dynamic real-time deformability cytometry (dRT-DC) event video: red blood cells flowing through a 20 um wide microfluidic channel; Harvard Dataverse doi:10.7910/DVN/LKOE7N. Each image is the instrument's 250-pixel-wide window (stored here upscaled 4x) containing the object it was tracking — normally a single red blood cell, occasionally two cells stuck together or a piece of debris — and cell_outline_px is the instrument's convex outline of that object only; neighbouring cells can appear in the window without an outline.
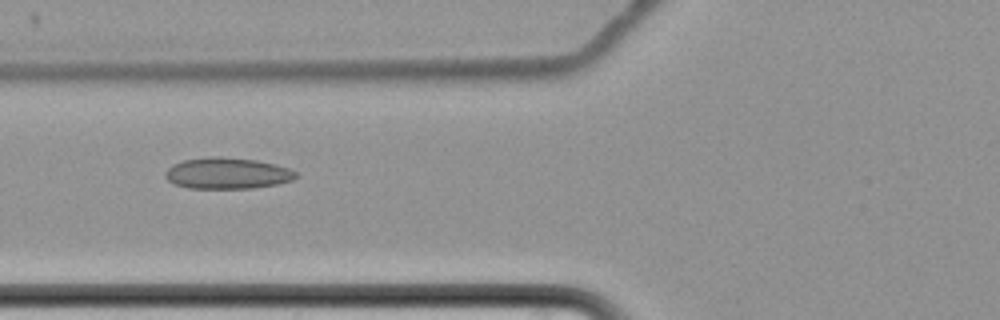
{"species": "common noctule bat (a hibernating species)", "species_latin": "Nyctalus noctula", "temperature_condition": "cold", "stored_images_in_passage": 2, "camera_frame_rate_fps": 3000, "um_per_image_px": 0.085, "animal": {"sex": "female", "body_mass_g": 22.7, "forearm_length_mm": 54.2}, "frame": {"image": 1, "passage_image": 2, "time_ms": 1.0, "image_size_px": [1000, 320], "cell_outline_px": [[300, 176], [292, 180], [276, 184], [252, 188], [188, 188], [172, 184], [164, 176], [164, 172], [172, 164], [184, 160], [208, 156], [220, 156], [256, 160], [276, 164], [288, 168], [296, 172]], "centroid_in_image_um": [19.29, 14.72], "position_along_channel_um": 106.5, "area_um2": 23.99}}